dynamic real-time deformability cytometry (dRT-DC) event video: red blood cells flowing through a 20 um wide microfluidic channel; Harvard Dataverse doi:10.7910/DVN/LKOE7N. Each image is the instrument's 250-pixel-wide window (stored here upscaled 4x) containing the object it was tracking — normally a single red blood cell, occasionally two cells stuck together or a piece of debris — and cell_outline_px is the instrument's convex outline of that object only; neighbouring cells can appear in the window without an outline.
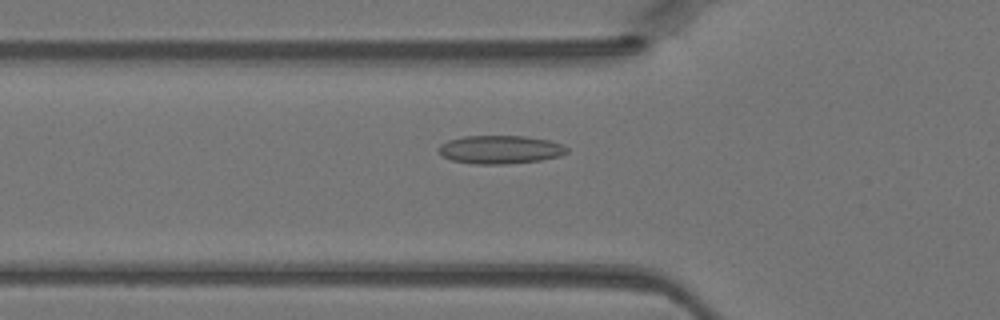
{"species": "Egyptian fruit bat (a non-hibernating species)", "species_latin": "Rousettus aegyptiacus", "temperature_condition": "warm", "stored_images_in_passage": 44, "camera_frame_rate_fps": 3000, "um_per_image_px": 0.085, "animal": {"sex": "female"}, "frame": {"image": 1, "passage_image": 15, "time_ms": 4.667, "image_size_px": [1000, 320], "cell_outline_px": [[568, 152], [560, 156], [540, 160], [508, 164], [476, 164], [452, 160], [440, 156], [436, 148], [440, 144], [448, 140], [464, 136], [524, 136], [548, 140], [564, 144], [568, 148]], "centroid_in_image_um": [42.49, 12.71], "position_along_channel_um": 83.3, "area_um2": 21.39}}
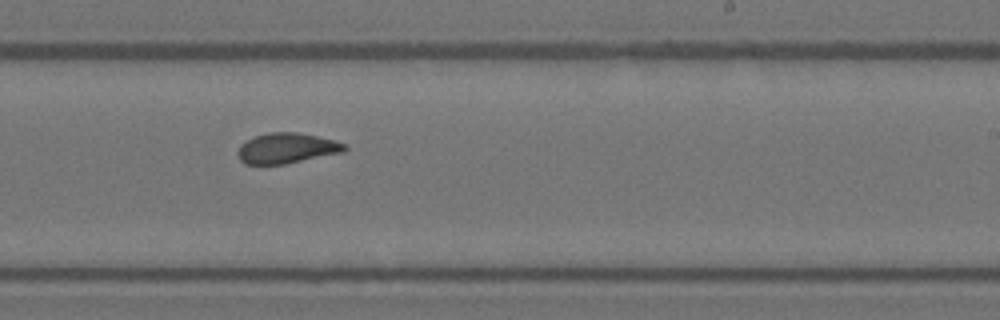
{"frame": {"image": 2, "passage_image": 27, "time_ms": 8.667, "image_size_px": [1000, 320], "cell_outline_px": [[348, 148], [344, 152], [284, 164], [244, 164], [240, 160], [236, 152], [240, 144], [256, 136], [268, 132], [296, 132], [336, 140], [344, 144]], "centroid_in_image_um": [24.36, 12.6], "position_along_channel_um": 264.6, "area_um2": 18.9}}
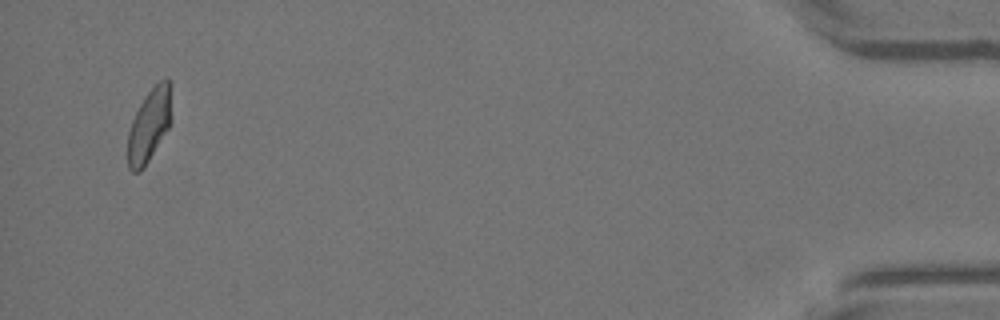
{"frame": {"image": 3, "passage_image": 43, "time_ms": 14.0, "image_size_px": [1000, 320], "cell_outline_px": [[172, 84], [168, 128], [144, 168], [140, 172], [132, 172], [128, 168], [128, 132], [132, 120], [140, 104], [148, 92], [160, 80], [168, 80]], "centroid_in_image_um": [12.67, 10.66], "position_along_channel_um": 422.5, "area_um2": 18.26}}